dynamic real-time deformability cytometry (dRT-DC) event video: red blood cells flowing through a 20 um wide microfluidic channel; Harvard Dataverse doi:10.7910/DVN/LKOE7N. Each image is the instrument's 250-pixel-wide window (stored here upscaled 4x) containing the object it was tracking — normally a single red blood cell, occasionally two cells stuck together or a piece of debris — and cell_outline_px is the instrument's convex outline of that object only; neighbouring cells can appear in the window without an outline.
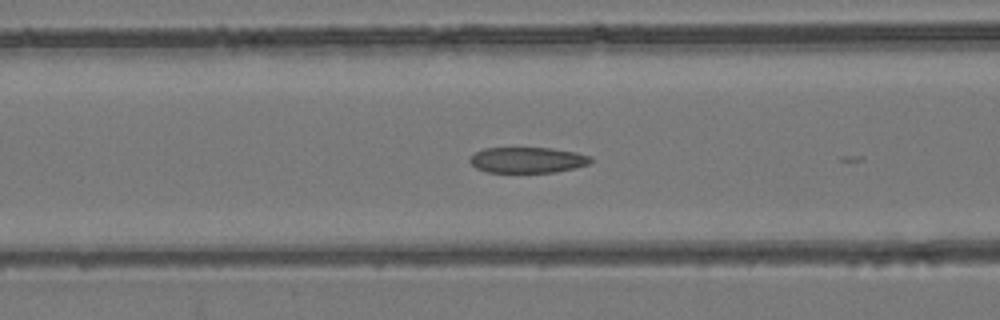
{"species": "common noctule bat (a hibernating species)", "species_latin": "Nyctalus noctula", "temperature_condition": "room temperature", "stored_images_in_passage": 23, "camera_frame_rate_fps": 3000, "um_per_image_px": 0.085, "animal": {"sex": "female", "body_mass_g": 24.6, "forearm_length_mm": 56.2}, "frame": {"image": 1, "passage_image": 22, "time_ms": 7.0, "image_size_px": [1000, 320], "cell_outline_px": [[592, 160], [588, 164], [576, 168], [556, 172], [488, 172], [476, 168], [468, 160], [476, 152], [484, 148], [552, 148], [576, 152], [588, 156]], "centroid_in_image_um": [44.84, 13.6], "position_along_channel_um": 121.8, "area_um2": 18.03}}